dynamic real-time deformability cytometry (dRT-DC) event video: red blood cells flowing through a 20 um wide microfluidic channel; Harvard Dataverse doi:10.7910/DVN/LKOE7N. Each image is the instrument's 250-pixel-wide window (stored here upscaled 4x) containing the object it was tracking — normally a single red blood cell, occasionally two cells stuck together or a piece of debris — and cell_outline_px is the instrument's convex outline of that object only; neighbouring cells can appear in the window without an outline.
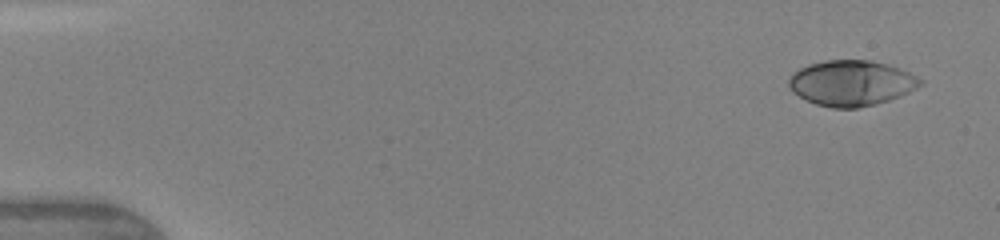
{"species": "human", "species_latin": "Homo sapiens", "temperature_condition": "warm", "stored_images_in_passage": 6, "camera_frame_rate_fps": 3000, "um_per_image_px": 0.085, "donor": {"sex": "female"}, "frame": {"image": 1, "passage_image": 1, "time_ms": 0.0, "image_size_px": [1000, 240], "cell_outline_px": [[924, 84], [900, 96], [888, 100], [856, 108], [832, 108], [816, 104], [792, 92], [788, 84], [788, 80], [792, 72], [808, 64], [824, 60], [868, 60], [888, 64], [900, 68], [924, 80]], "centroid_in_image_um": [72.36, 7.05], "position_along_channel_um": 12.6, "area_um2": 34.85}}
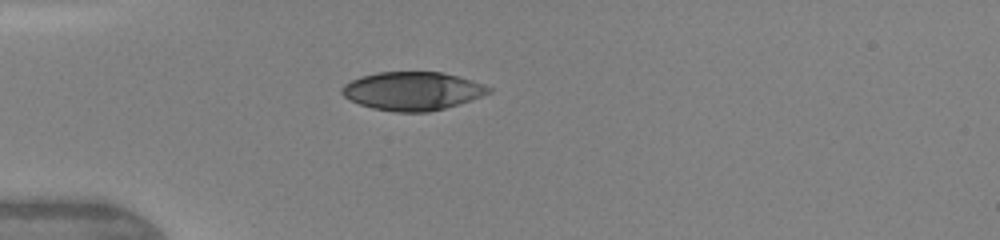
{"frame": {"image": 2, "passage_image": 5, "time_ms": 3.667, "image_size_px": [1000, 240], "cell_outline_px": [[492, 92], [472, 100], [460, 104], [428, 112], [396, 112], [372, 108], [360, 104], [344, 96], [340, 92], [340, 88], [344, 84], [360, 76], [376, 72], [444, 72], [472, 80], [484, 84], [492, 88]], "centroid_in_image_um": [35.08, 7.73], "position_along_channel_um": 49.9, "area_um2": 33.0}}